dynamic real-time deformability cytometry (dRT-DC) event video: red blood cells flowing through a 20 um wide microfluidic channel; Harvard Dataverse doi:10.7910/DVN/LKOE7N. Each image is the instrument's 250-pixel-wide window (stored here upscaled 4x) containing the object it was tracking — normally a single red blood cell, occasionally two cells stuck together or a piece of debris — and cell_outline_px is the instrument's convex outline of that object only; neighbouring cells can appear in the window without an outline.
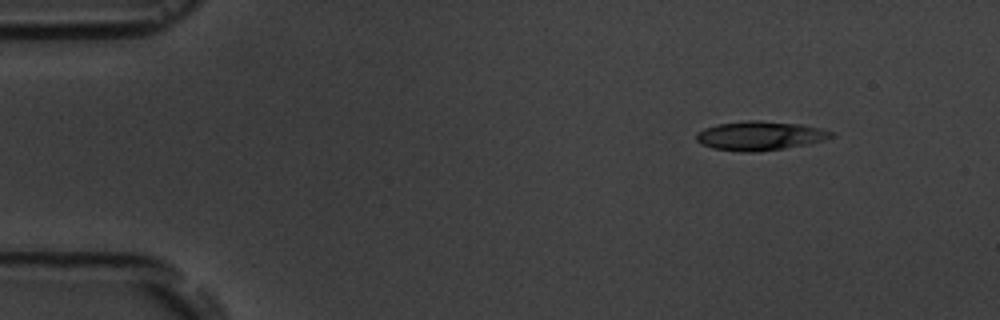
{"species": "common noctule bat (a hibernating species)", "species_latin": "Nyctalus noctula", "temperature_condition": "room temperature", "stored_images_in_passage": 4, "camera_frame_rate_fps": 3000, "um_per_image_px": 0.085, "animal": {"sex": "male", "body_mass_g": 19.5, "forearm_length_mm": 54.6}, "frame": {"image": 1, "passage_image": 1, "time_ms": 0.0, "image_size_px": [1000, 320], "cell_outline_px": [[836, 136], [824, 140], [784, 148], [756, 152], [744, 152], [712, 148], [700, 144], [696, 140], [696, 136], [704, 128], [716, 124], [744, 120], [760, 120], [800, 124], [820, 128], [836, 132]], "centroid_in_image_um": [64.6, 11.53], "position_along_channel_um": 20.4, "area_um2": 22.95}}
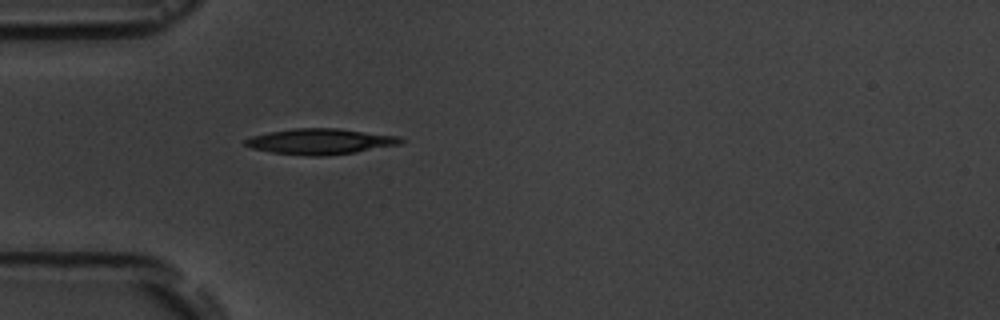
{"frame": {"image": 2, "passage_image": 4, "time_ms": 3.333, "image_size_px": [1000, 320], "cell_outline_px": [[404, 140], [400, 144], [356, 152], [324, 156], [312, 156], [272, 152], [252, 148], [244, 144], [244, 140], [252, 136], [268, 132], [296, 128], [336, 128], [400, 136]], "centroid_in_image_um": [27.24, 12.02], "position_along_channel_um": 57.8, "area_um2": 23.12}}